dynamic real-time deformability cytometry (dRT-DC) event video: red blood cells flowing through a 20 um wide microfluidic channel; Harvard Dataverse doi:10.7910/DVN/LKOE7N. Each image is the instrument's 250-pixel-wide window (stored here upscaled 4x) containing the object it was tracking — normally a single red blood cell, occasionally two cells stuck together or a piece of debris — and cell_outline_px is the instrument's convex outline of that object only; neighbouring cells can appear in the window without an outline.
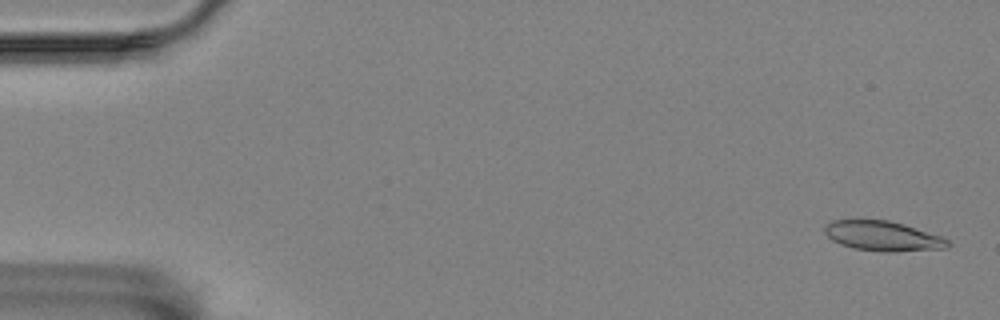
{"species": "Egyptian fruit bat (a non-hibernating species)", "species_latin": "Rousettus aegyptiacus", "temperature_condition": "room temperature", "stored_images_in_passage": 58, "segment_of_instrument_passage": [1, 2], "camera_frame_rate_fps": 3000, "um_per_image_px": 0.085, "animal": {"sex": "female"}, "frame": {"image": 1, "passage_image": 2, "time_ms": 0.333, "image_size_px": [1000, 320], "cell_outline_px": [[952, 244], [948, 248], [892, 252], [880, 252], [852, 248], [840, 244], [832, 240], [824, 232], [824, 228], [832, 220], [888, 220], [904, 224], [940, 236], [948, 240]], "centroid_in_image_um": [75.05, 20.07], "position_along_channel_um": 10.0, "area_um2": 21.44}}
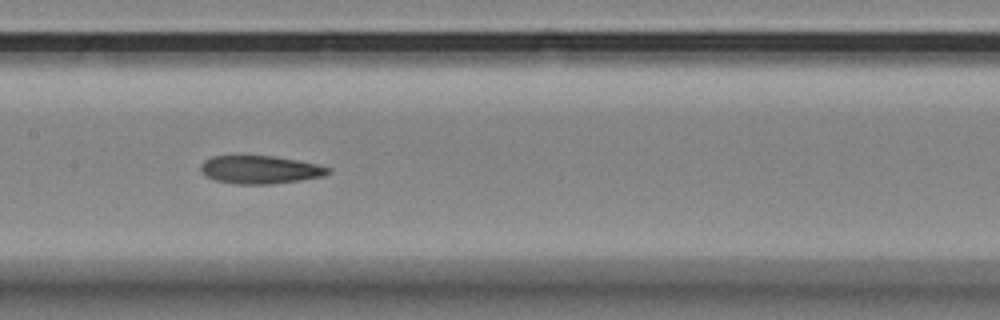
{"frame": {"image": 2, "passage_image": 28, "time_ms": 9.0, "image_size_px": [1000, 320], "cell_outline_px": [[332, 172], [324, 176], [300, 180], [272, 184], [236, 184], [216, 180], [204, 176], [200, 168], [200, 164], [204, 160], [212, 156], [236, 152], [272, 156], [296, 160], [316, 164], [332, 168]], "centroid_in_image_um": [22.04, 14.37], "position_along_channel_um": 185.4, "area_um2": 21.73}}
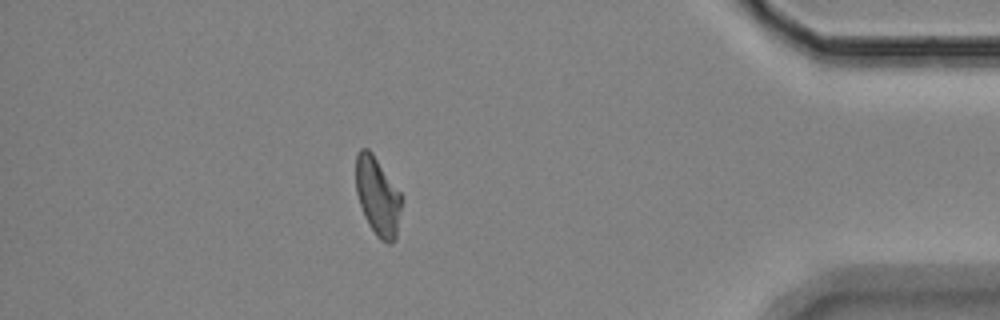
{"frame": {"image": 3, "passage_image": 50, "time_ms": 16.333, "image_size_px": [1000, 320], "cell_outline_px": [[404, 200], [396, 240], [392, 244], [388, 244], [380, 240], [376, 236], [368, 224], [364, 216], [356, 192], [356, 156], [360, 148], [368, 148], [372, 152], [400, 192]], "centroid_in_image_um": [32.13, 16.74], "position_along_channel_um": 403.1, "area_um2": 21.33}}